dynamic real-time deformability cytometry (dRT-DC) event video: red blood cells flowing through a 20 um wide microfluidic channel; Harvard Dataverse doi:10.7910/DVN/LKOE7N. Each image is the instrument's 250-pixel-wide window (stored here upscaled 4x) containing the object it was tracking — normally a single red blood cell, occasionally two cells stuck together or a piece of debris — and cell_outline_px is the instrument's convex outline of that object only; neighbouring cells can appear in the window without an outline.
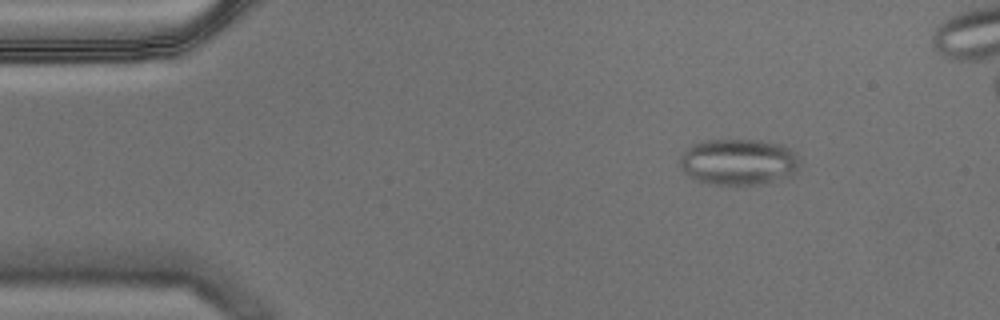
{"species": "Egyptian fruit bat (a non-hibernating species)", "species_latin": "Rousettus aegyptiacus", "temperature_condition": "warm", "stored_images_in_passage": 52, "camera_frame_rate_fps": 3000, "um_per_image_px": 0.085, "animal": {"sex": "male"}, "frame": {"image": 1, "passage_image": 5, "time_ms": 1.333, "image_size_px": [1000, 320], "cell_outline_px": [[800, 168], [792, 176], [764, 184], [736, 188], [712, 184], [692, 180], [680, 168], [680, 156], [692, 144], [704, 140], [756, 140], [784, 144], [800, 160]], "centroid_in_image_um": [62.78, 13.82], "position_along_channel_um": 22.2, "area_um2": 33.41}}
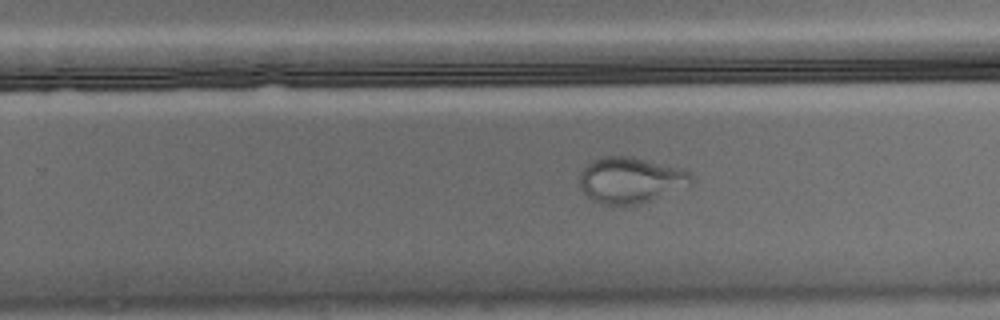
{"frame": {"image": 2, "passage_image": 33, "time_ms": 10.667, "image_size_px": [1000, 320], "cell_outline_px": [[692, 184], [652, 200], [636, 204], [600, 204], [592, 200], [580, 188], [580, 172], [592, 160], [604, 156], [632, 156], [684, 168], [692, 172]], "centroid_in_image_um": [53.63, 15.29], "position_along_channel_um": 276.2, "area_um2": 30.06}}
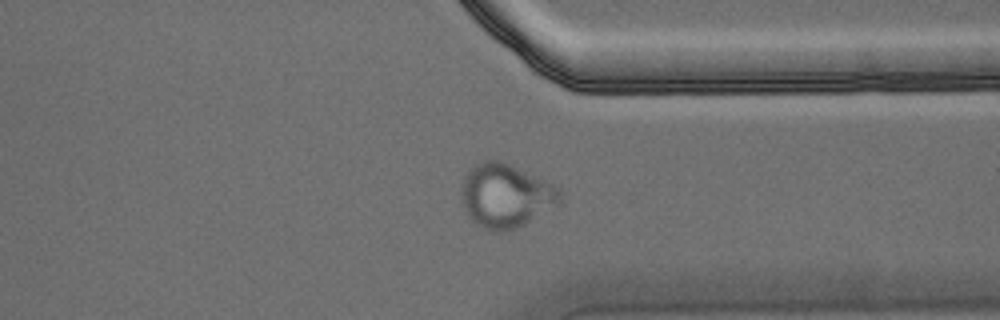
{"frame": {"image": 3, "passage_image": 41, "time_ms": 13.333, "image_size_px": [1000, 320], "cell_outline_px": [[560, 200], [556, 204], [524, 224], [516, 228], [496, 232], [492, 232], [476, 224], [468, 216], [464, 208], [460, 196], [460, 188], [464, 176], [476, 164], [484, 160], [500, 160], [544, 180], [552, 184], [556, 188], [560, 196]], "centroid_in_image_um": [42.9, 16.64], "position_along_channel_um": 368.5, "area_um2": 36.01}}